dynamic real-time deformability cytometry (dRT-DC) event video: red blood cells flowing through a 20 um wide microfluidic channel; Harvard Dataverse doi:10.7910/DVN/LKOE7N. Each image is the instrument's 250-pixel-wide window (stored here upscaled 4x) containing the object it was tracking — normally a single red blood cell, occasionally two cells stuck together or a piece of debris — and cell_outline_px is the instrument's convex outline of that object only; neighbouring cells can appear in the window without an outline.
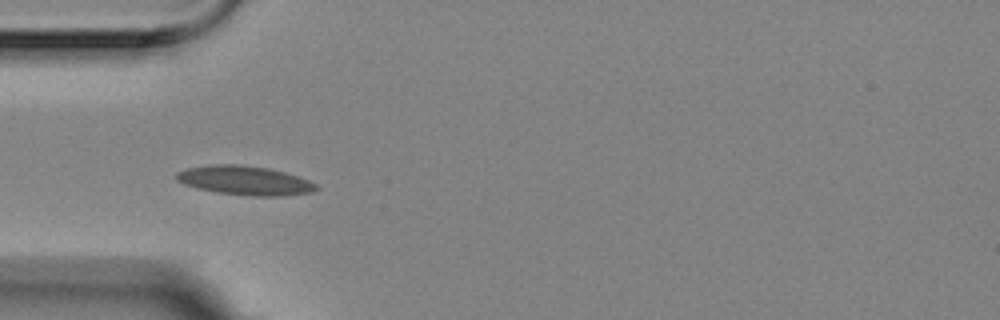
{"species": "Egyptian fruit bat (a non-hibernating species)", "species_latin": "Rousettus aegyptiacus", "temperature_condition": "room temperature", "stored_images_in_passage": 2, "camera_frame_rate_fps": 3000, "um_per_image_px": 0.085, "animal": {"sex": "female"}, "frame": {"image": 1, "passage_image": 1, "time_ms": 0.0, "image_size_px": [1000, 320], "cell_outline_px": [[320, 188], [312, 192], [280, 196], [252, 196], [216, 192], [196, 188], [184, 184], [176, 180], [176, 172], [188, 168], [208, 164], [236, 164], [268, 168], [284, 172], [308, 180], [316, 184]], "centroid_in_image_um": [20.78, 15.34], "position_along_channel_um": 64.2, "area_um2": 23.7}}
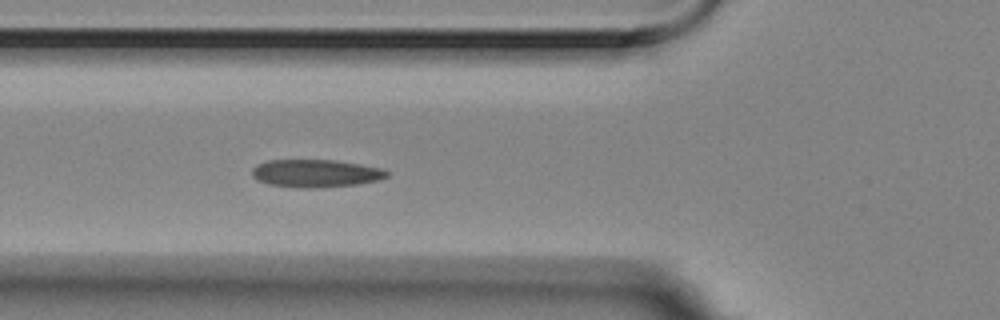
{"frame": {"image": 2, "passage_image": 2, "time_ms": 0.333, "image_size_px": [1000, 320], "cell_outline_px": [[392, 172], [388, 176], [376, 180], [356, 184], [316, 188], [300, 188], [268, 184], [256, 180], [252, 176], [252, 168], [256, 164], [268, 160], [336, 160], [384, 168]], "centroid_in_image_um": [26.83, 14.73], "position_along_channel_um": 99.0, "area_um2": 22.02}}